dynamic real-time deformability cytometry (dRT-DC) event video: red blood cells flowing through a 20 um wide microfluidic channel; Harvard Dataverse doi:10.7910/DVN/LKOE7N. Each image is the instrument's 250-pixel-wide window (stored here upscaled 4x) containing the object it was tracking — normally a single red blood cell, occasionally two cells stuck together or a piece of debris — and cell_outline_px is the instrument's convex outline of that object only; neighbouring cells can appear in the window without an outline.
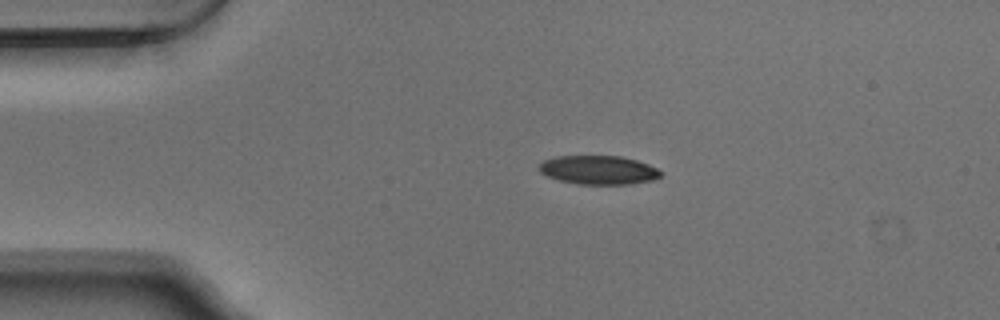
{"species": "Egyptian fruit bat (a non-hibernating species)", "species_latin": "Rousettus aegyptiacus", "temperature_condition": "warm", "stored_images_in_passage": 44, "camera_frame_rate_fps": 3000, "um_per_image_px": 0.085, "animal": {"sex": "male"}, "frame": {"image": 1, "passage_image": 1, "time_ms": 0.0, "image_size_px": [1000, 320], "cell_outline_px": [[660, 176], [652, 180], [628, 184], [580, 184], [560, 180], [548, 176], [540, 172], [540, 164], [544, 160], [556, 156], [620, 156], [636, 160], [648, 164], [656, 168], [660, 172]], "centroid_in_image_um": [50.86, 14.44], "position_along_channel_um": 34.1, "area_um2": 20.11}}
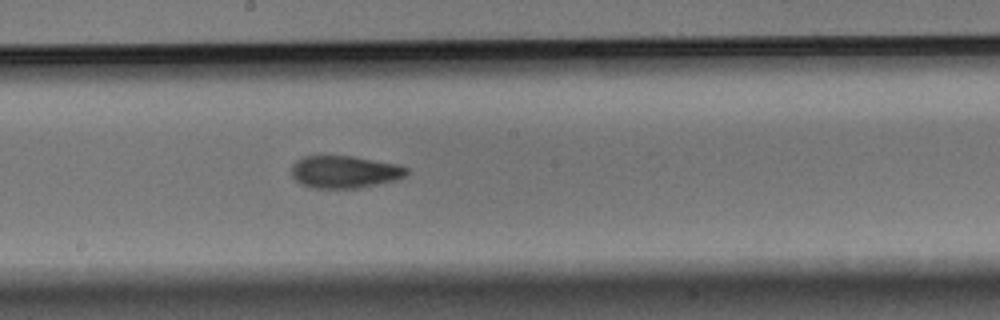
{"frame": {"image": 2, "passage_image": 19, "time_ms": 6.0, "image_size_px": [1000, 320], "cell_outline_px": [[408, 172], [404, 176], [396, 180], [356, 188], [312, 188], [300, 184], [292, 176], [292, 164], [296, 160], [304, 156], [352, 156], [400, 164], [408, 168]], "centroid_in_image_um": [29.29, 14.6], "position_along_channel_um": 218.9, "area_um2": 21.79}}
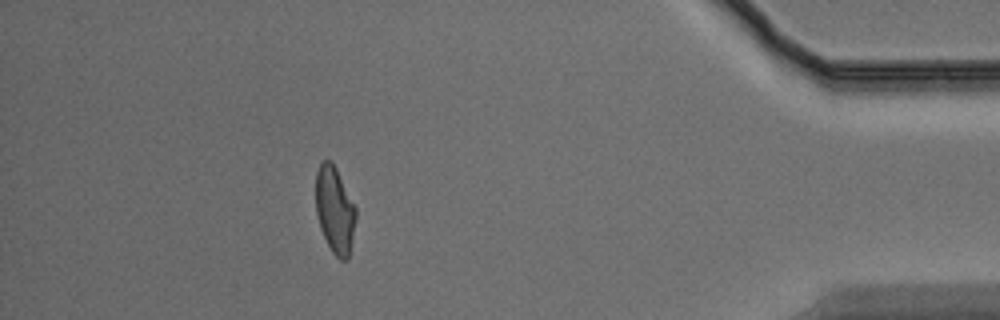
{"frame": {"image": 3, "passage_image": 38, "time_ms": 12.333, "image_size_px": [1000, 320], "cell_outline_px": [[356, 216], [348, 260], [340, 260], [332, 252], [320, 228], [316, 212], [316, 172], [320, 164], [324, 160], [332, 160], [356, 208]], "centroid_in_image_um": [28.45, 17.84], "position_along_channel_um": 406.8, "area_um2": 20.06}, "authors_computed_cell_mechanics": {"area_um2": 21.5594, "velocity_mm_per_s": 3.7447, "shape_relaxation_time_tau1_ms": 4.3244, "shape_relaxation_time_tau2_ms": 2.3352, "deformation_change_tau1": 0.1397, "deformation_change_tau2": 0.0784}}